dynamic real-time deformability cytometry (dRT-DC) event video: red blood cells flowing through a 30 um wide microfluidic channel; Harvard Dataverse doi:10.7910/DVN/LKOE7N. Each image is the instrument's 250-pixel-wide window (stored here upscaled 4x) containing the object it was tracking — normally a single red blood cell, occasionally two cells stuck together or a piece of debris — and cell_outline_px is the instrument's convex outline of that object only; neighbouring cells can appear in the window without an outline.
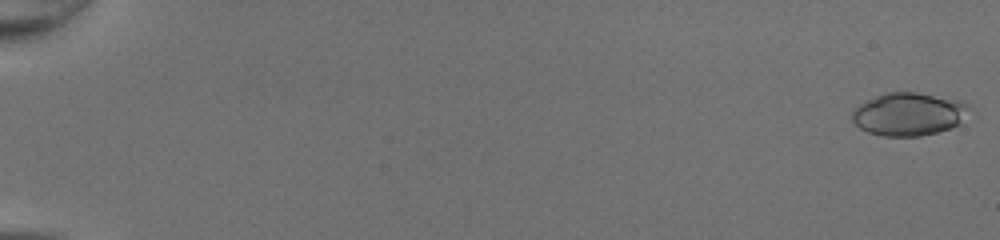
{"species": "common noctule bat (a hibernating species)", "species_latin": "Nyctalus noctula", "temperature_condition": "room temperature", "stored_images_in_passage": 19, "camera_frame_rate_fps": 3000, "um_per_image_px": 0.085, "animal": {"sex": "female", "body_mass_g": 20.0, "forearm_length_mm": 54.0}, "frame": {"image": 1, "passage_image": 1, "time_ms": 0.0, "image_size_px": [1000, 240], "cell_outline_px": [[976, 108], [960, 124], [952, 128], [920, 136], [884, 136], [868, 132], [860, 128], [852, 120], [852, 108], [856, 104], [884, 92], [916, 92], [960, 100]], "centroid_in_image_um": [77.29, 9.68], "position_along_channel_um": 7.7, "area_um2": 30.06}}